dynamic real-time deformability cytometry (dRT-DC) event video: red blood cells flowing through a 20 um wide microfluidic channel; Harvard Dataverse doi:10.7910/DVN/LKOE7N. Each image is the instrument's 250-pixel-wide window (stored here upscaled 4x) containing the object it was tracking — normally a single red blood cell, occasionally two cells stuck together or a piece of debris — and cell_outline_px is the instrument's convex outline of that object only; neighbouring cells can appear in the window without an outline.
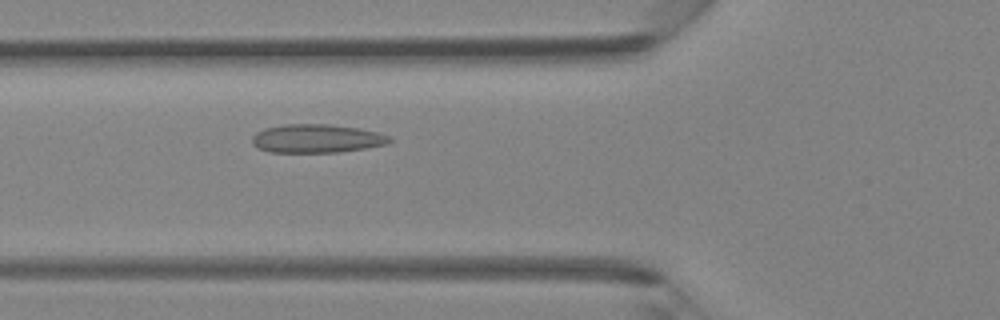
{"species": "Egyptian fruit bat (a non-hibernating species)", "species_latin": "Rousettus aegyptiacus", "temperature_condition": "room temperature", "stored_images_in_passage": 42, "camera_frame_rate_fps": 3000, "um_per_image_px": 0.085, "animal": {"sex": "female"}, "frame": {"image": 1, "passage_image": 15, "time_ms": 4.667, "image_size_px": [1000, 320], "cell_outline_px": [[392, 140], [388, 144], [340, 152], [268, 152], [252, 144], [252, 136], [256, 132], [264, 128], [284, 124], [328, 124], [360, 128], [376, 132], [388, 136]], "centroid_in_image_um": [26.89, 11.77], "position_along_channel_um": 98.9, "area_um2": 22.83}}
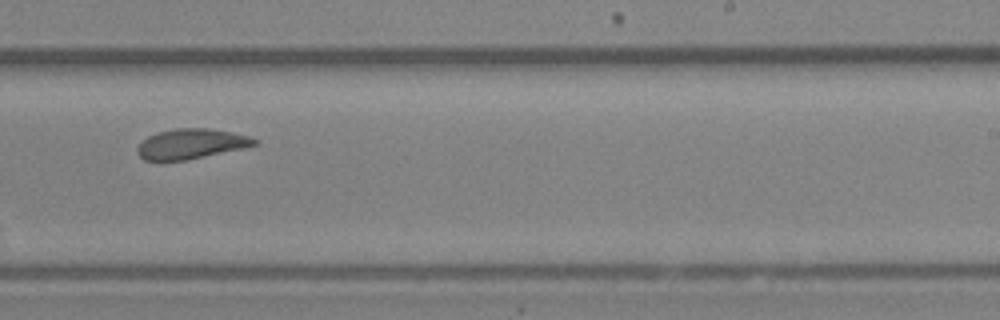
{"frame": {"image": 2, "passage_image": 26, "time_ms": 8.333, "image_size_px": [1000, 320], "cell_outline_px": [[260, 140], [256, 144], [244, 148], [188, 160], [144, 160], [136, 152], [136, 148], [148, 136], [156, 132], [176, 128], [208, 128], [232, 132], [248, 136]], "centroid_in_image_um": [16.25, 12.22], "position_along_channel_um": 272.7, "area_um2": 20.52}}
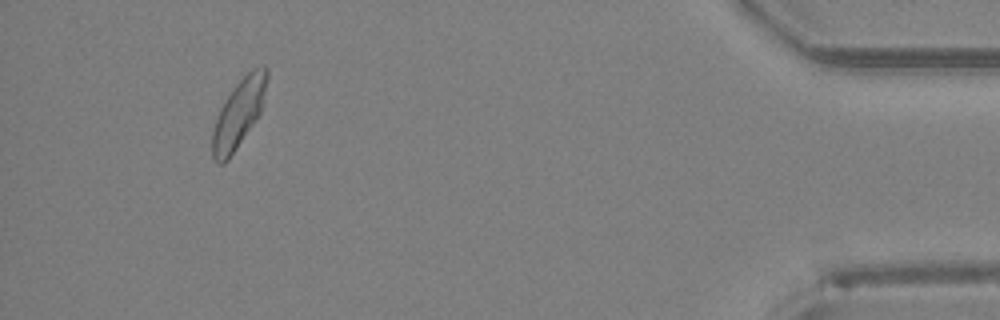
{"frame": {"image": 3, "passage_image": 39, "time_ms": 12.667, "image_size_px": [1000, 320], "cell_outline_px": [[268, 76], [260, 112], [228, 160], [224, 164], [216, 164], [212, 156], [212, 132], [220, 108], [236, 84], [252, 68], [264, 64], [268, 68]], "centroid_in_image_um": [20.28, 9.64], "position_along_channel_um": 414.9, "area_um2": 21.21}}